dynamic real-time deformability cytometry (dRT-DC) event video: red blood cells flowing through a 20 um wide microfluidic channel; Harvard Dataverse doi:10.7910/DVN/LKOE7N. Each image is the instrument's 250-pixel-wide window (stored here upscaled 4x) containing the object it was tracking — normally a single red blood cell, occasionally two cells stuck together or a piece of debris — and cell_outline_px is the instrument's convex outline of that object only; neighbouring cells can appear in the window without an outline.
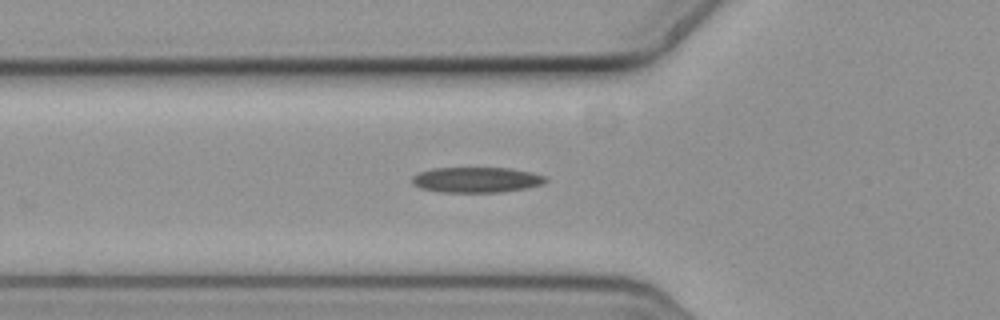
{"species": "common noctule bat (a hibernating species)", "species_latin": "Nyctalus noctula", "temperature_condition": "cold", "stored_images_in_passage": 28, "camera_frame_rate_fps": 3000, "um_per_image_px": 0.085, "animal": {"sex": "female", "body_mass_g": 19.3, "forearm_length_mm": 54.1}, "frame": {"image": 1, "passage_image": 2, "time_ms": 0.333, "image_size_px": [1000, 320], "cell_outline_px": [[548, 180], [540, 184], [524, 188], [500, 192], [440, 192], [420, 188], [412, 184], [412, 176], [420, 172], [432, 168], [512, 168], [532, 172], [544, 176]], "centroid_in_image_um": [40.46, 15.28], "position_along_channel_um": 85.3, "area_um2": 19.71}}
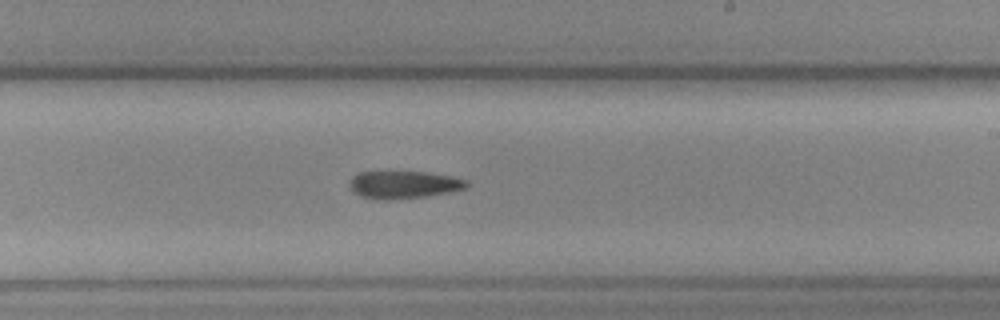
{"frame": {"image": 2, "passage_image": 16, "time_ms": 5.0, "image_size_px": [1000, 320], "cell_outline_px": [[468, 184], [464, 188], [448, 192], [428, 196], [388, 200], [376, 200], [360, 196], [352, 192], [348, 184], [348, 180], [352, 176], [360, 172], [388, 168], [424, 172], [448, 176], [468, 180]], "centroid_in_image_um": [34.18, 15.65], "position_along_channel_um": 254.8, "area_um2": 19.77}}
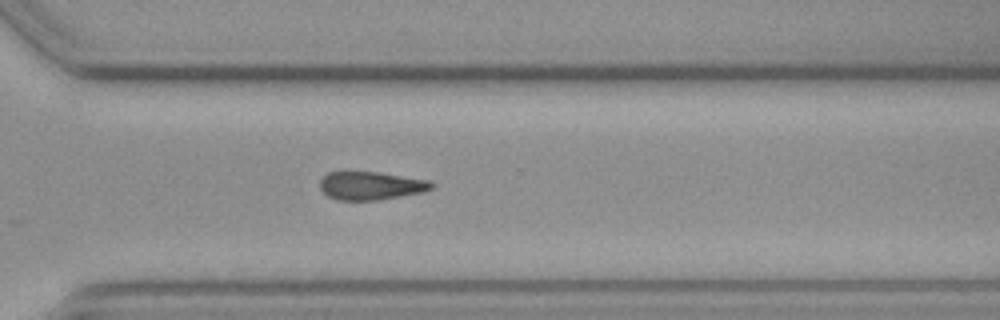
{"frame": {"image": 3, "passage_image": 23, "time_ms": 7.333, "image_size_px": [1000, 320], "cell_outline_px": [[436, 188], [424, 192], [376, 200], [336, 200], [328, 196], [320, 188], [320, 180], [328, 172], [344, 168], [348, 168], [380, 172], [428, 180], [436, 184]], "centroid_in_image_um": [31.5, 15.73], "position_along_channel_um": 339.1, "area_um2": 19.25}}